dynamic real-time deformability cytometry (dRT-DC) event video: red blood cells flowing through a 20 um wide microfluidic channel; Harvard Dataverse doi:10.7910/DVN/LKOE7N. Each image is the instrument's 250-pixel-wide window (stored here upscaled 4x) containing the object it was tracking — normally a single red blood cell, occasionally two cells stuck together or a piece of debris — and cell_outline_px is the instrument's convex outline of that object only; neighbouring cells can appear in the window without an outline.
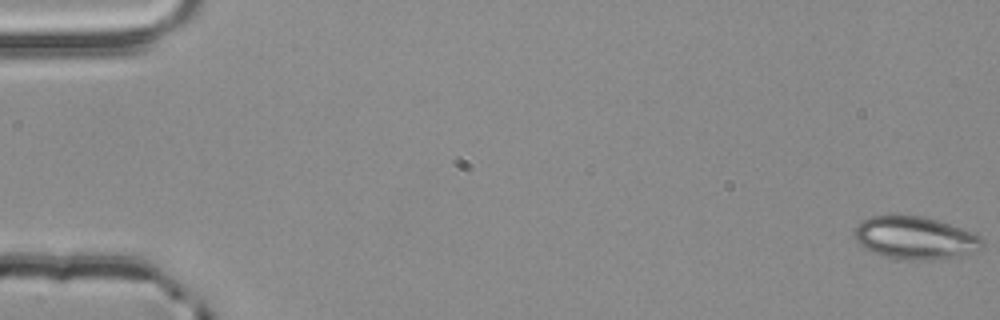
{"species": "common noctule bat (a hibernating species)", "species_latin": "Nyctalus noctula", "temperature_condition": "room temperature", "stored_images_in_passage": 55, "camera_frame_rate_fps": 3000, "um_per_image_px": 0.085, "animal": {"sex": "male", "body_mass_g": 20.4}, "frame": {"image": 1, "passage_image": 1, "time_ms": 0.0, "image_size_px": [1000, 320], "cell_outline_px": [[984, 248], [980, 252], [960, 256], [932, 260], [912, 260], [884, 256], [864, 248], [856, 240], [852, 228], [856, 224], [872, 216], [924, 216], [972, 232], [980, 236], [984, 240]], "centroid_in_image_um": [77.83, 20.24], "position_along_channel_um": 7.2, "area_um2": 31.96}}
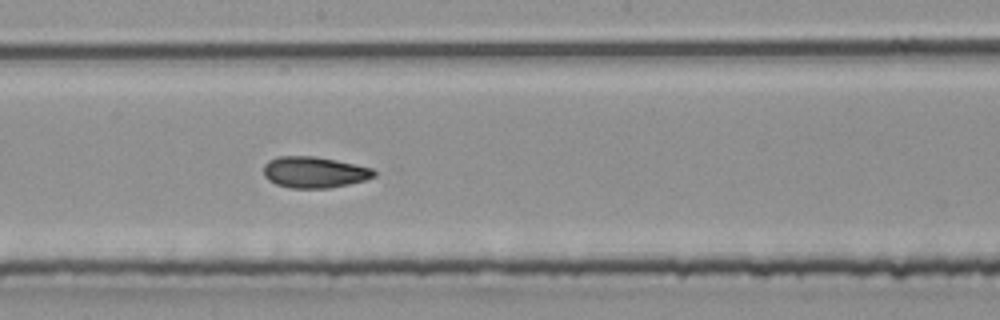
{"frame": {"image": 2, "passage_image": 31, "time_ms": 10.0, "image_size_px": [1000, 320], "cell_outline_px": [[376, 176], [364, 180], [348, 184], [328, 188], [292, 188], [276, 184], [268, 180], [264, 176], [264, 164], [268, 160], [276, 156], [316, 156], [336, 160], [372, 168], [376, 172]], "centroid_in_image_um": [26.69, 14.63], "position_along_channel_um": 221.5, "area_um2": 20.11}}
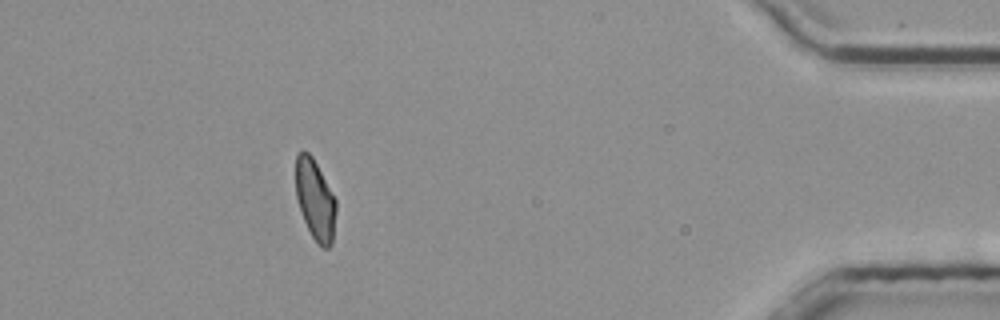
{"frame": {"image": 3, "passage_image": 50, "time_ms": 16.333, "image_size_px": [1000, 320], "cell_outline_px": [[336, 212], [332, 244], [328, 248], [324, 248], [312, 236], [304, 220], [296, 196], [296, 156], [300, 152], [308, 152], [312, 156], [336, 200]], "centroid_in_image_um": [26.8, 16.98], "position_along_channel_um": 408.4, "area_um2": 18.5}, "authors_computed_cell_mechanics": {"area_um2": 20.23, "velocity_mm_per_s": 3.8537, "shape_relaxation_time_tau1_ms": null, "shape_relaxation_time_tau2_ms": 2.4952, "deformation_change_tau1": null, "deformation_change_tau2": 0.0859}}